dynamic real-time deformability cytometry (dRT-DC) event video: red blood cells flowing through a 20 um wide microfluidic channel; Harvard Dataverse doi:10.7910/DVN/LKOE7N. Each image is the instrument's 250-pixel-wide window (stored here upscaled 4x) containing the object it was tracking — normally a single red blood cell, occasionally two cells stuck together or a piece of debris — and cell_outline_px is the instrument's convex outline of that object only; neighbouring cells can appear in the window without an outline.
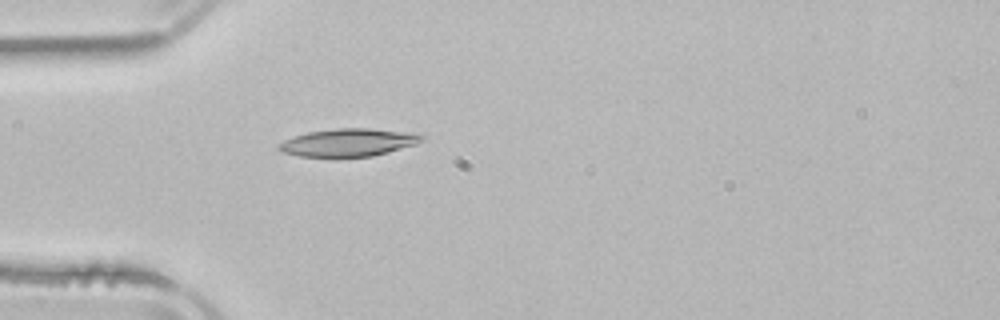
{"species": "common noctule bat (a hibernating species)", "species_latin": "Nyctalus noctula", "temperature_condition": "room temperature", "stored_images_in_passage": 2, "camera_frame_rate_fps": 3000, "um_per_image_px": 0.085, "animal": {"sex": "male", "body_mass_g": 21.5, "forearm_length_mm": 52.0}, "frame": {"image": 1, "passage_image": 1, "time_ms": 0.0, "image_size_px": [1000, 320], "cell_outline_px": [[424, 140], [416, 144], [388, 152], [372, 156], [300, 156], [284, 152], [280, 148], [280, 144], [284, 140], [308, 132], [336, 128], [368, 128], [412, 132], [424, 136]], "centroid_in_image_um": [29.69, 12.09], "position_along_channel_um": 55.3, "area_um2": 22.72}}